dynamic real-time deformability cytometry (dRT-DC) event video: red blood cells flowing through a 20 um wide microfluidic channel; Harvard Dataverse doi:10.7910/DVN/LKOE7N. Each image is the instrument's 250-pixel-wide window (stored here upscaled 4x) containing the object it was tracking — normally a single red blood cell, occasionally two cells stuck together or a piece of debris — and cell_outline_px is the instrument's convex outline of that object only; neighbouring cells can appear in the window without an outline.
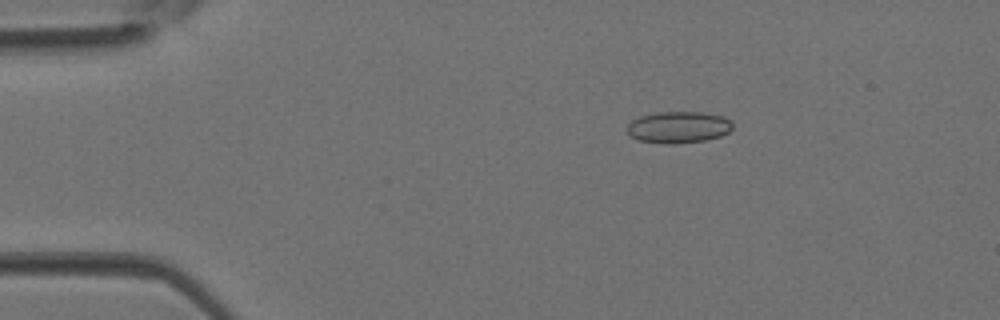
{"species": "Egyptian fruit bat (a non-hibernating species)", "species_latin": "Rousettus aegyptiacus", "temperature_condition": "room temperature", "stored_images_in_passage": 4, "camera_frame_rate_fps": 3000, "um_per_image_px": 0.085, "animal": {"sex": "female"}, "frame": {"image": 1, "passage_image": 2, "time_ms": 0.333, "image_size_px": [1000, 320], "cell_outline_px": [[732, 128], [728, 132], [720, 136], [704, 140], [672, 144], [660, 144], [640, 140], [632, 136], [628, 132], [628, 124], [632, 120], [640, 116], [656, 112], [704, 112], [724, 116], [732, 120]], "centroid_in_image_um": [57.69, 10.8], "position_along_channel_um": 27.3, "area_um2": 19.48}}